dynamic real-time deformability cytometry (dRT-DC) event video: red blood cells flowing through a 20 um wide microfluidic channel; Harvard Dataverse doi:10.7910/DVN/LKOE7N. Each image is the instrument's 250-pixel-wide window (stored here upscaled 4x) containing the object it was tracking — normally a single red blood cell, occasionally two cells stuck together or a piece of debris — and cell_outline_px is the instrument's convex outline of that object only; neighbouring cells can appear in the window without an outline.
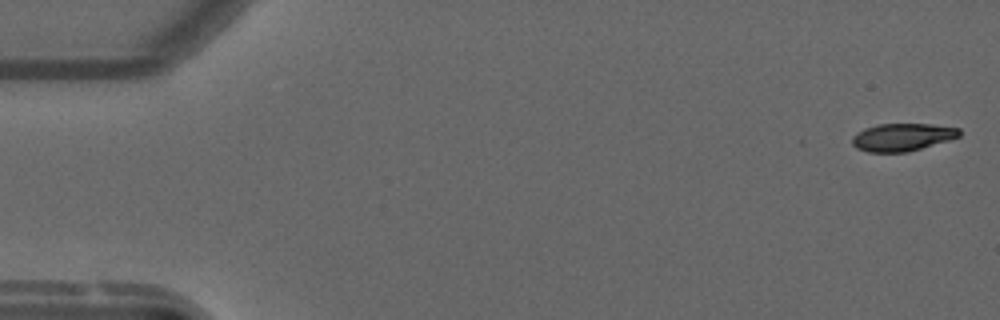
{"species": "common noctule bat (a hibernating species)", "species_latin": "Nyctalus noctula", "temperature_condition": "warm", "stored_images_in_passage": 54, "camera_frame_rate_fps": 3000, "um_per_image_px": 0.085, "animal": {"sex": "male", "forearm_length_mm": 52.5}, "frame": {"image": 1, "passage_image": 1, "time_ms": 0.0, "image_size_px": [1000, 320], "cell_outline_px": [[960, 136], [948, 140], [908, 152], [868, 152], [856, 148], [852, 144], [852, 136], [856, 132], [864, 128], [876, 124], [932, 124], [960, 128]], "centroid_in_image_um": [76.66, 11.65], "position_along_channel_um": 8.3, "area_um2": 17.34}}
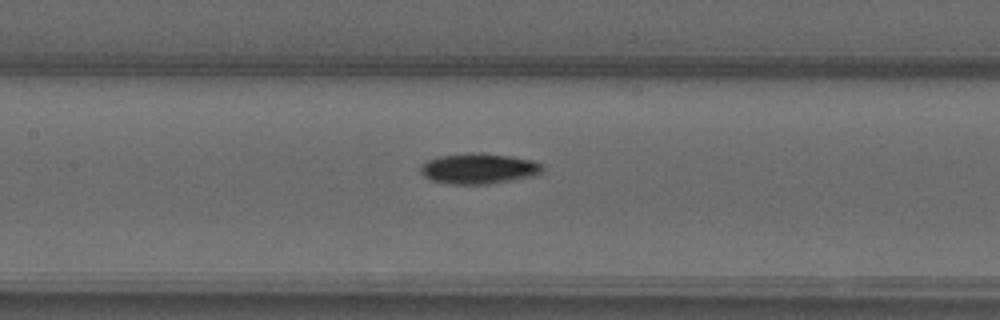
{"frame": {"image": 2, "passage_image": 25, "time_ms": 8.0, "image_size_px": [1000, 320], "cell_outline_px": [[544, 168], [536, 176], [488, 184], [452, 184], [432, 180], [424, 176], [420, 172], [420, 164], [428, 160], [440, 156], [472, 152], [480, 152], [508, 156], [532, 160], [540, 164]], "centroid_in_image_um": [40.68, 14.33], "position_along_channel_um": 166.7, "area_um2": 21.68}}
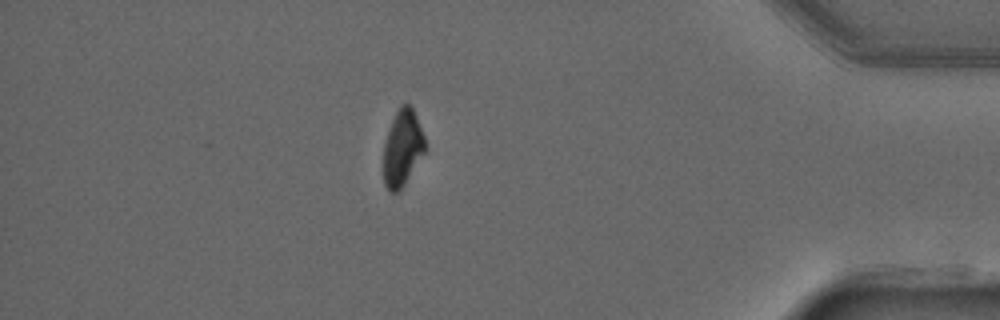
{"frame": {"image": 3, "passage_image": 47, "time_ms": 15.333, "image_size_px": [1000, 320], "cell_outline_px": [[424, 152], [404, 184], [396, 192], [392, 192], [384, 184], [384, 144], [392, 120], [400, 104], [408, 104], [412, 108], [424, 136]], "centroid_in_image_um": [34.19, 12.56], "position_along_channel_um": 401.0, "area_um2": 17.8}, "authors_computed_cell_mechanics": {"area_um2": 19.8254, "velocity_mm_per_s": 3.7531, "shape_relaxation_time_tau1_ms": 3.7803, "shape_relaxation_time_tau2_ms": 4.4672, "deformation_change_tau1": 0.1611, "deformation_change_tau2": 0.059}}